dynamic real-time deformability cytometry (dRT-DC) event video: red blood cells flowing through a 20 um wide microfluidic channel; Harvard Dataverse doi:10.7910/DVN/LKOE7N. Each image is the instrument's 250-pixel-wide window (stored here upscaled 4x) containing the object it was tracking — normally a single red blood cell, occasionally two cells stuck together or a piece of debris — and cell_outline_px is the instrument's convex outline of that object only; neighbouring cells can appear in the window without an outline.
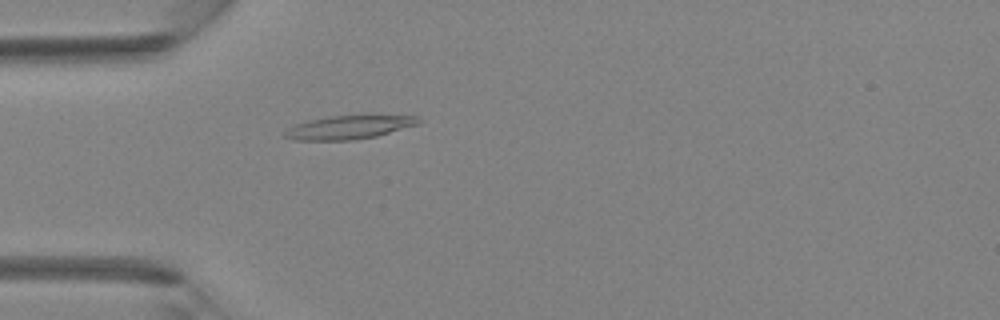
{"species": "Egyptian fruit bat (a non-hibernating species)", "species_latin": "Rousettus aegyptiacus", "temperature_condition": "room temperature", "stored_images_in_passage": 10, "camera_frame_rate_fps": 3000, "um_per_image_px": 0.085, "animal": {"sex": "female"}, "frame": {"image": 1, "passage_image": 1, "time_ms": 0.0, "image_size_px": [1000, 320], "cell_outline_px": [[420, 124], [376, 136], [352, 140], [292, 140], [284, 136], [284, 132], [288, 128], [296, 124], [308, 120], [328, 116], [368, 112], [372, 112], [416, 116], [420, 120]], "centroid_in_image_um": [29.76, 10.75], "position_along_channel_um": 55.2, "area_um2": 19.42}}
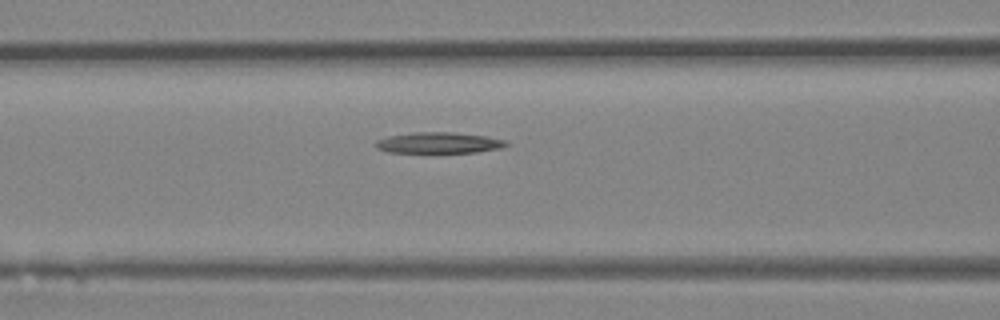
{"frame": {"image": 2, "passage_image": 6, "time_ms": 1.667, "image_size_px": [1000, 320], "cell_outline_px": [[508, 144], [500, 148], [476, 152], [388, 152], [376, 148], [376, 140], [388, 136], [416, 132], [452, 132], [484, 136], [504, 140]], "centroid_in_image_um": [37.26, 12.13], "position_along_channel_um": 129.3, "area_um2": 15.66}}
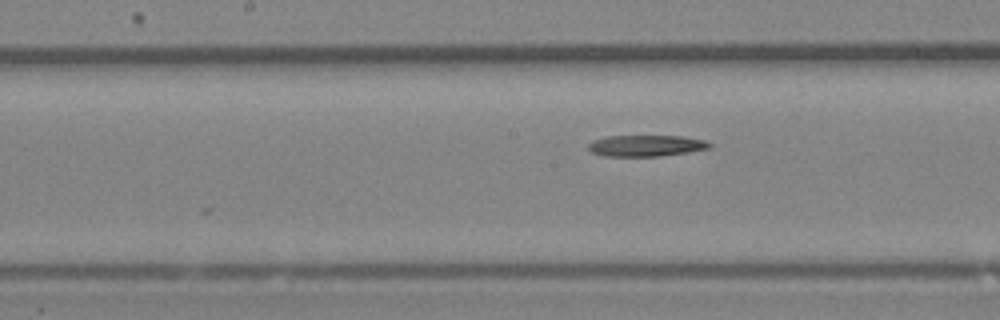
{"frame": {"image": 3, "passage_image": 10, "time_ms": 3.0, "image_size_px": [1000, 320], "cell_outline_px": [[712, 148], [688, 152], [660, 156], [604, 156], [592, 152], [588, 148], [588, 144], [592, 140], [608, 136], [680, 136], [704, 140], [712, 144]], "centroid_in_image_um": [54.92, 12.38], "position_along_channel_um": 193.3, "area_um2": 15.03}}